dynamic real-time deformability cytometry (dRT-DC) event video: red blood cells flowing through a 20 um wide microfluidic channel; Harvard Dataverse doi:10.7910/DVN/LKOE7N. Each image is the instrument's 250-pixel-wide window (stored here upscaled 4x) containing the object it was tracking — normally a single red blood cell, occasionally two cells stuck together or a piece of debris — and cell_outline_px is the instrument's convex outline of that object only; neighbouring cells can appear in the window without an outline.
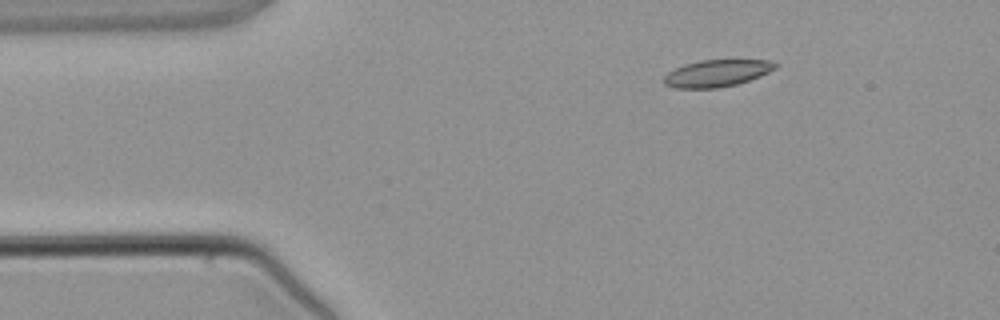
{"species": "common noctule bat (a hibernating species)", "species_latin": "Nyctalus noctula", "temperature_condition": "warm", "stored_images_in_passage": 3, "camera_frame_rate_fps": 3000, "um_per_image_px": 0.085, "animal": {"sex": "male", "body_mass_g": 21.5, "forearm_length_mm": 52.0}, "frame": {"image": 1, "passage_image": 1, "time_ms": 0.0, "image_size_px": [1000, 320], "cell_outline_px": [[776, 68], [760, 76], [736, 84], [716, 88], [676, 88], [664, 84], [664, 76], [668, 72], [684, 64], [700, 60], [772, 60], [776, 64]], "centroid_in_image_um": [60.92, 6.22], "position_along_channel_um": 24.1, "area_um2": 17.34}}
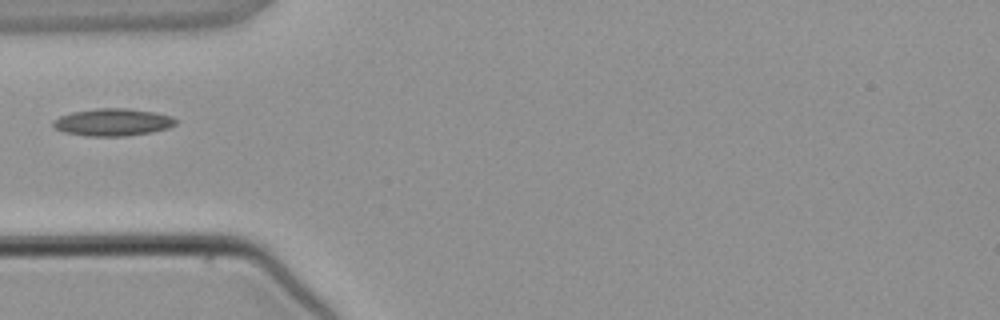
{"frame": {"image": 2, "passage_image": 3, "time_ms": 2.333, "image_size_px": [1000, 320], "cell_outline_px": [[176, 124], [168, 128], [152, 132], [124, 136], [84, 136], [64, 132], [56, 128], [52, 124], [52, 120], [60, 116], [72, 112], [96, 108], [128, 108], [156, 112], [172, 116], [176, 120]], "centroid_in_image_um": [9.59, 10.38], "position_along_channel_um": 75.4, "area_um2": 19.65}}